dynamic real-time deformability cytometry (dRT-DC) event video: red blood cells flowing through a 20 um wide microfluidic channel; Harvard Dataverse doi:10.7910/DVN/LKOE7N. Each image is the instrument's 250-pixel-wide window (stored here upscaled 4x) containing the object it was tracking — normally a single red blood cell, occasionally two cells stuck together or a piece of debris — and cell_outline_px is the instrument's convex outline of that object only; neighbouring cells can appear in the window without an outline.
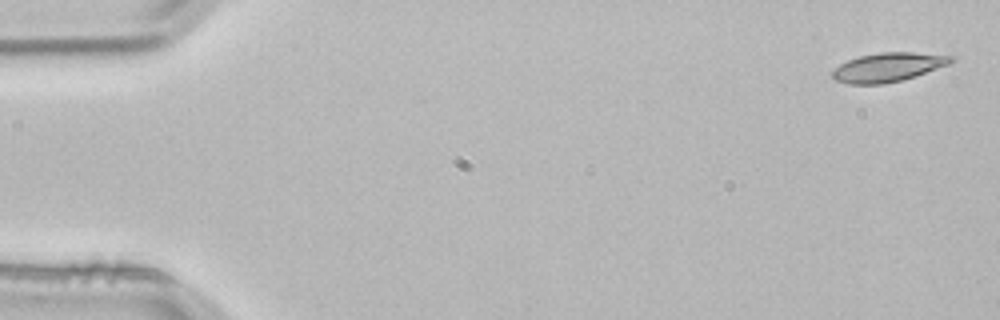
{"species": "common noctule bat (a hibernating species)", "species_latin": "Nyctalus noctula", "temperature_condition": "room temperature", "stored_images_in_passage": 3, "camera_frame_rate_fps": 3000, "um_per_image_px": 0.085, "animal": {"sex": "male", "body_mass_g": 21.5, "forearm_length_mm": 52.0}, "frame": {"image": 1, "passage_image": 1, "time_ms": 0.0, "image_size_px": [1000, 320], "cell_outline_px": [[956, 60], [948, 64], [900, 80], [884, 84], [848, 84], [836, 80], [832, 76], [832, 72], [840, 64], [848, 60], [860, 56], [880, 52], [912, 52], [956, 56]], "centroid_in_image_um": [75.48, 5.7], "position_along_channel_um": 9.5, "area_um2": 19.71}}